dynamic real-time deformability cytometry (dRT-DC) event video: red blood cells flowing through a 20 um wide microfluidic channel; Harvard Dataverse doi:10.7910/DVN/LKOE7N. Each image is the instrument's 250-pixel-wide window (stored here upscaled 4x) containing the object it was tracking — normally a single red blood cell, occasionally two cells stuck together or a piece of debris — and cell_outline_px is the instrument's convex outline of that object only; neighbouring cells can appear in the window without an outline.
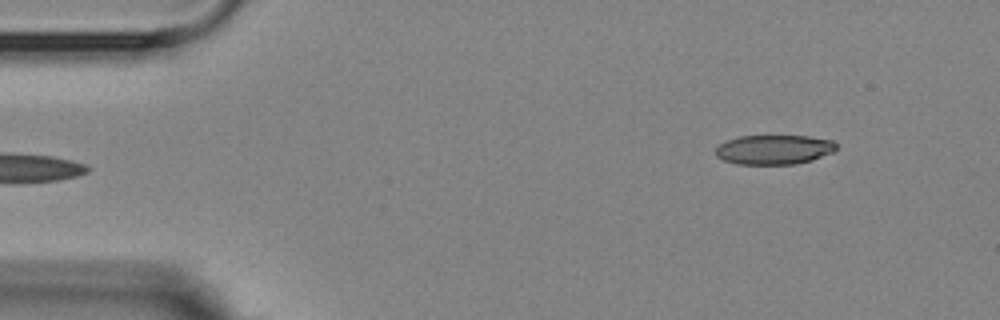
{"species": "Egyptian fruit bat (a non-hibernating species)", "species_latin": "Rousettus aegyptiacus", "temperature_condition": "room temperature", "stored_images_in_passage": 4, "segment_of_instrument_passage": [2, 2], "camera_frame_rate_fps": 3000, "um_per_image_px": 0.085, "animal": {"sex": "female"}, "frame": {"image": 1, "passage_image": 4, "time_ms": 4.667, "image_size_px": [1000, 320], "cell_outline_px": [[836, 148], [832, 152], [812, 160], [796, 164], [736, 164], [724, 160], [716, 156], [716, 148], [720, 144], [728, 140], [740, 136], [808, 136], [832, 140], [836, 144]], "centroid_in_image_um": [65.79, 12.72], "position_along_channel_um": 19.2, "area_um2": 20.63}}